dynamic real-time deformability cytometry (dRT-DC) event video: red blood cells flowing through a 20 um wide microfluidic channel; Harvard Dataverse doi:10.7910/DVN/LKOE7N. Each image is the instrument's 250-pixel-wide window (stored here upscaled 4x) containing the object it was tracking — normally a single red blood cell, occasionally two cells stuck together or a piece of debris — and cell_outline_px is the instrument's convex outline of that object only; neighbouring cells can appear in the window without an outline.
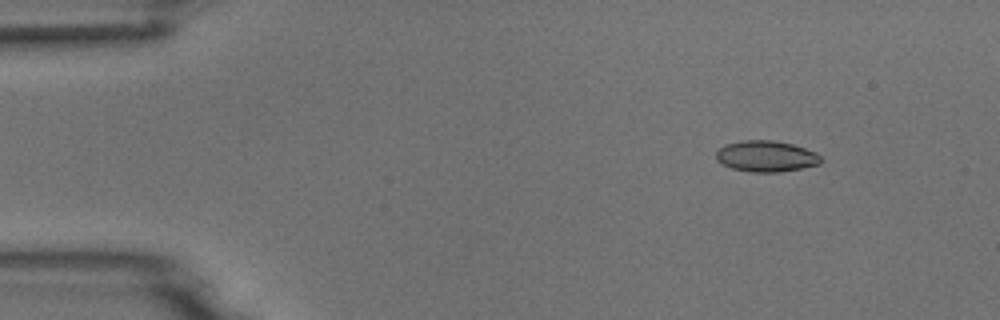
{"species": "common noctule bat (a hibernating species)", "species_latin": "Nyctalus noctula", "temperature_condition": "room temperature", "stored_images_in_passage": 9, "camera_frame_rate_fps": 3000, "um_per_image_px": 0.085, "animal": {"sex": "male", "body_mass_g": 18.8}, "frame": {"image": 1, "passage_image": 2, "time_ms": 0.333, "image_size_px": [1000, 320], "cell_outline_px": [[820, 164], [780, 172], [752, 172], [732, 168], [716, 160], [716, 152], [724, 144], [740, 140], [772, 140], [792, 144], [816, 152], [820, 156]], "centroid_in_image_um": [65.1, 13.27], "position_along_channel_um": 19.9, "area_um2": 18.9}}